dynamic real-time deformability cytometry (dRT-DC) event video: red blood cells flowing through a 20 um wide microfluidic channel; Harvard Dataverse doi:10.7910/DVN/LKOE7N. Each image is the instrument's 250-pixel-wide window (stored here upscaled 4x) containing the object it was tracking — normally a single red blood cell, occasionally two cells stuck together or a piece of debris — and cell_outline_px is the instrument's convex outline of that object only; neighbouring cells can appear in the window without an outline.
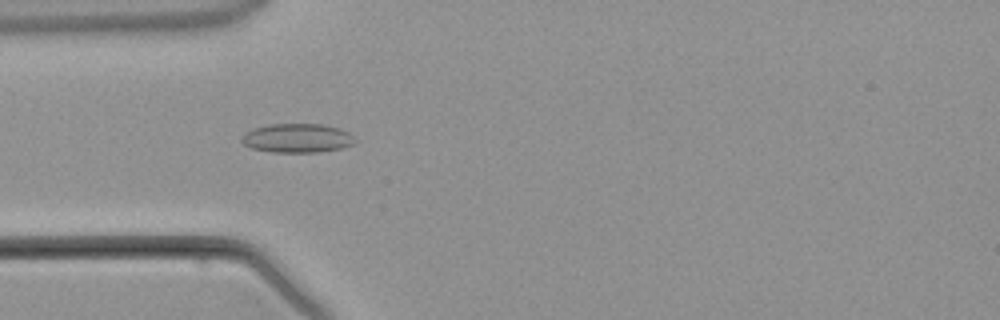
{"species": "common noctule bat (a hibernating species)", "species_latin": "Nyctalus noctula", "temperature_condition": "warm", "stored_images_in_passage": 4, "camera_frame_rate_fps": 3000, "um_per_image_px": 0.085, "animal": {"sex": "male", "body_mass_g": 21.5, "forearm_length_mm": 52.0}, "frame": {"image": 1, "passage_image": 3, "time_ms": 3.333, "image_size_px": [1000, 320], "cell_outline_px": [[356, 140], [352, 144], [340, 148], [316, 152], [272, 152], [252, 148], [244, 144], [240, 140], [244, 132], [252, 128], [268, 124], [320, 124], [340, 128], [348, 132]], "centroid_in_image_um": [25.21, 11.73], "position_along_channel_um": 59.8, "area_um2": 19.13}}
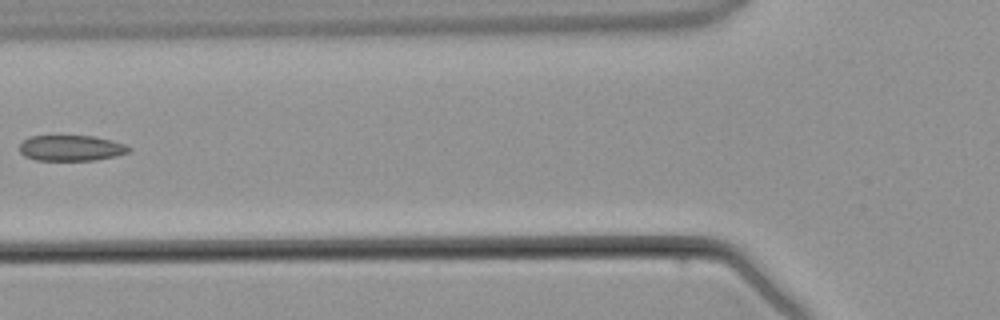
{"frame": {"image": 2, "passage_image": 4, "time_ms": 4.667, "image_size_px": [1000, 320], "cell_outline_px": [[132, 148], [128, 152], [116, 156], [96, 160], [36, 160], [24, 156], [20, 152], [20, 144], [28, 136], [96, 136], [112, 140], [124, 144]], "centroid_in_image_um": [6.05, 12.58], "position_along_channel_um": 119.7, "area_um2": 16.42}}